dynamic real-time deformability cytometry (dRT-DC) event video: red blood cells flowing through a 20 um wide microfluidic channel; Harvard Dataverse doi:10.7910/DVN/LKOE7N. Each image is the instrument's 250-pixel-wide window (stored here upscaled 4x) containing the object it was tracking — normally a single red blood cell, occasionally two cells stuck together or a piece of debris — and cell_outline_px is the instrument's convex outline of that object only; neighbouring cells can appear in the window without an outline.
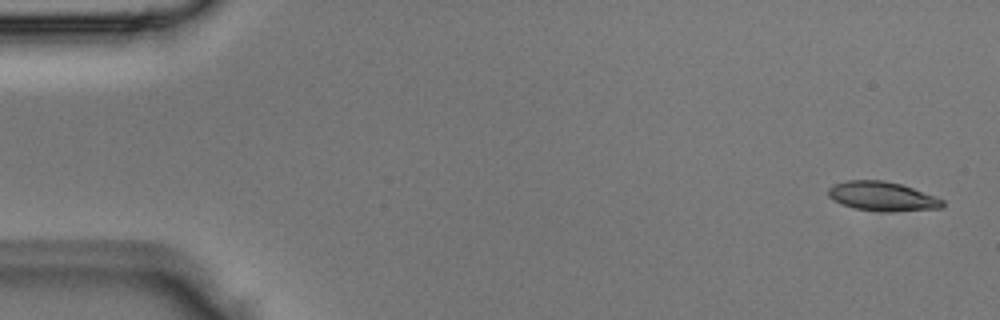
{"species": "Egyptian fruit bat (a non-hibernating species)", "species_latin": "Rousettus aegyptiacus", "temperature_condition": "room temperature", "stored_images_in_passage": 3, "camera_frame_rate_fps": 3000, "um_per_image_px": 0.085, "animal": {"sex": "male"}, "frame": {"image": 1, "passage_image": 1, "time_ms": 0.0, "image_size_px": [1000, 320], "cell_outline_px": [[944, 204], [940, 208], [892, 212], [884, 212], [856, 208], [840, 204], [828, 196], [828, 188], [832, 184], [848, 180], [884, 180], [900, 184], [936, 196], [944, 200]], "centroid_in_image_um": [74.98, 16.69], "position_along_channel_um": 10.0, "area_um2": 19.54}}